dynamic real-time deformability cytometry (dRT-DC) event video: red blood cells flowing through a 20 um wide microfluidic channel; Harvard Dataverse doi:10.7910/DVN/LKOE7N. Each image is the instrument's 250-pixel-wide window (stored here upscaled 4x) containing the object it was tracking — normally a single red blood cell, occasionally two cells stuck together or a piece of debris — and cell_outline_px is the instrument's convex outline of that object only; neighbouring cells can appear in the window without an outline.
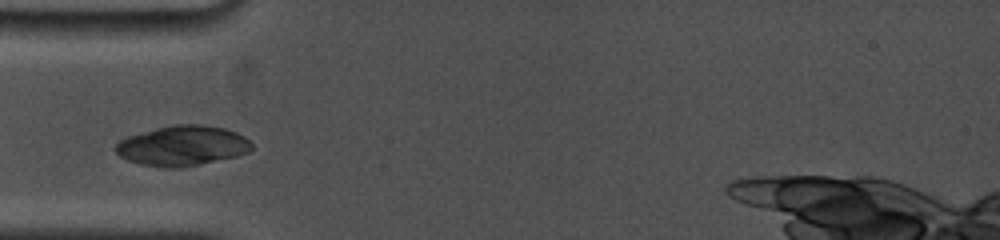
{"species": "common noctule bat (a hibernating species)", "species_latin": "Nyctalus noctula", "temperature_condition": "cold", "stored_images_in_passage": 50, "camera_frame_rate_fps": 5000, "um_per_image_px": 0.085, "animal": {"sex": "female", "body_mass_g": 19.0, "forearm_length_mm": 53.3}, "frame": {"image": 1, "passage_image": 1, "time_ms": 0.0, "image_size_px": [1000, 240], "cell_outline_px": [[252, 148], [248, 152], [236, 156], [180, 168], [164, 168], [140, 164], [128, 160], [120, 156], [112, 148], [120, 140], [128, 136], [156, 128], [172, 124], [200, 124], [224, 128], [236, 132], [244, 136], [252, 144]], "centroid_in_image_um": [15.48, 12.38], "position_along_channel_um": 69.5, "area_um2": 31.79}}
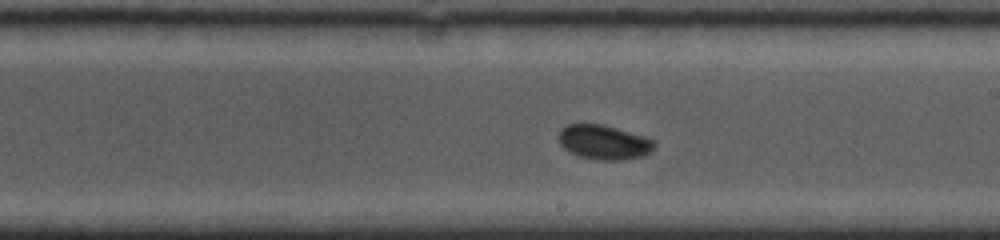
{"frame": {"image": 2, "passage_image": 25, "time_ms": 3.4, "image_size_px": [1000, 240], "cell_outline_px": [[656, 144], [644, 156], [624, 160], [600, 160], [580, 156], [564, 148], [560, 144], [556, 136], [560, 128], [568, 124], [604, 124], [644, 136], [656, 140]], "centroid_in_image_um": [51.31, 12.07], "position_along_channel_um": 237.7, "area_um2": 19.36}}
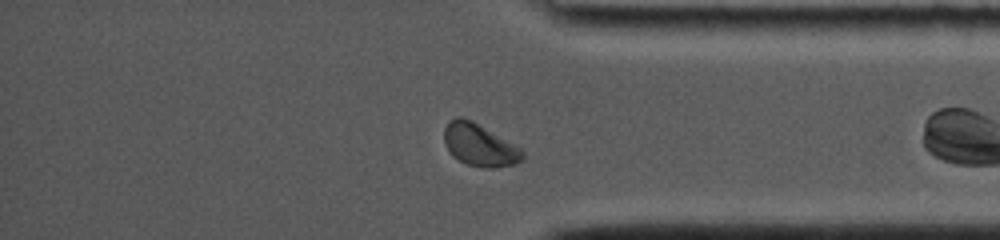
{"frame": {"image": 3, "passage_image": 43, "time_ms": 7.6, "image_size_px": [1000, 240], "cell_outline_px": [[524, 160], [516, 164], [496, 168], [480, 168], [464, 164], [452, 156], [448, 152], [444, 144], [444, 128], [448, 120], [456, 116], [460, 116], [472, 120], [516, 144], [524, 152]], "centroid_in_image_um": [40.75, 12.33], "position_along_channel_um": 394.5, "area_um2": 20.06}}